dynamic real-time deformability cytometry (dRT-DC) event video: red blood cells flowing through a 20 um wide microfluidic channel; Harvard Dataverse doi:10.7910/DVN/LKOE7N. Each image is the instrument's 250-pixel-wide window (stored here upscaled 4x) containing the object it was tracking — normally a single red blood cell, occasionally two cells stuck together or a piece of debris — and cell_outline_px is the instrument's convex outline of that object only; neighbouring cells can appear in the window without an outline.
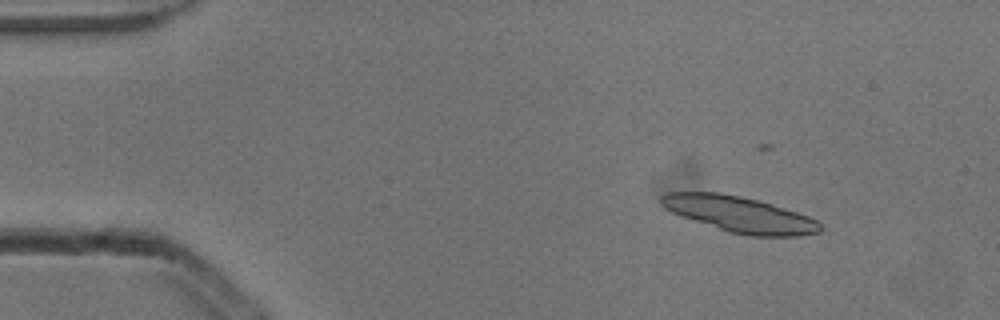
{"species": "common noctule bat (a hibernating species)", "species_latin": "Nyctalus noctula", "temperature_condition": "cold", "stored_images_in_passage": 18, "camera_frame_rate_fps": 3000, "um_per_image_px": 0.085, "animal": {"sex": "male", "body_mass_g": 13.3}, "frame": {"image": 1, "passage_image": 7, "time_ms": 2.0, "image_size_px": [1000, 320], "cell_outline_px": [[820, 232], [796, 236], [748, 236], [728, 232], [672, 212], [664, 208], [660, 204], [660, 196], [668, 192], [720, 192], [740, 196], [756, 200], [784, 208], [808, 216], [816, 220], [820, 224]], "centroid_in_image_um": [62.83, 18.21], "position_along_channel_um": 22.2, "area_um2": 32.83}}